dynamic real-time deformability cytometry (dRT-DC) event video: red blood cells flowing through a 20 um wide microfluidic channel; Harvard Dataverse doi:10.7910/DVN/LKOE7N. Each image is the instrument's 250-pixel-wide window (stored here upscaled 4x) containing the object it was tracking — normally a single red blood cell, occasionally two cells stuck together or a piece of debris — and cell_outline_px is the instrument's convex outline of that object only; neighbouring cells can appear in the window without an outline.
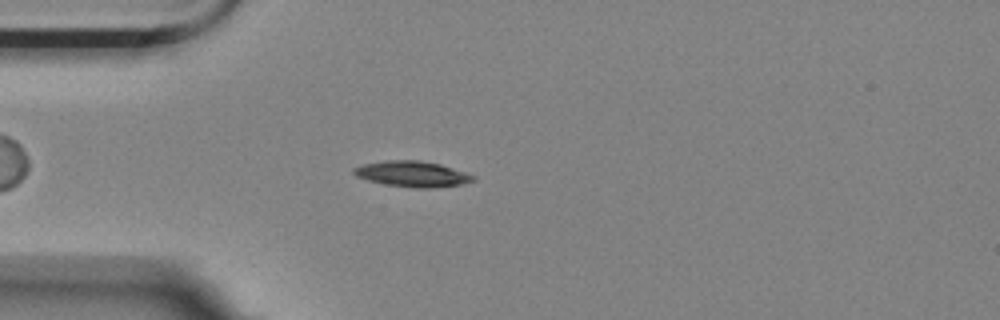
{"species": "Egyptian fruit bat (a non-hibernating species)", "species_latin": "Rousettus aegyptiacus", "temperature_condition": "room temperature", "stored_images_in_passage": 48, "camera_frame_rate_fps": 3000, "um_per_image_px": 0.085, "animal": {"sex": "female"}, "frame": {"image": 1, "passage_image": 11, "time_ms": 3.333, "image_size_px": [1000, 320], "cell_outline_px": [[476, 180], [460, 184], [428, 188], [416, 188], [384, 184], [368, 180], [356, 176], [352, 172], [352, 168], [364, 164], [384, 160], [420, 160], [440, 164], [476, 176]], "centroid_in_image_um": [35.02, 14.78], "position_along_channel_um": 50.0, "area_um2": 17.8}}
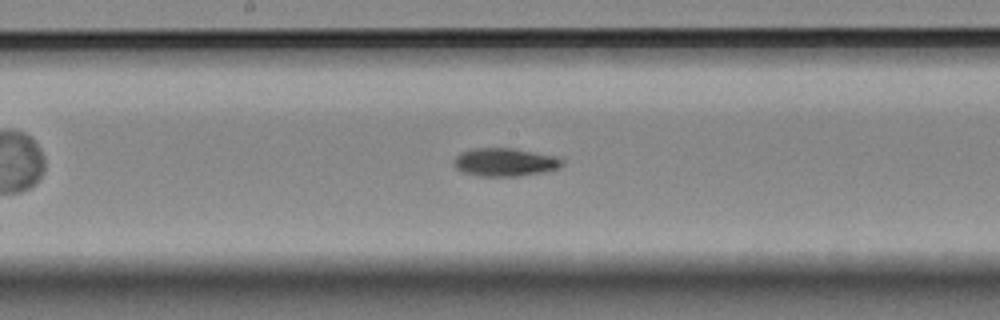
{"frame": {"image": 2, "passage_image": 25, "time_ms": 8.0, "image_size_px": [1000, 320], "cell_outline_px": [[564, 164], [560, 168], [544, 172], [516, 176], [480, 176], [460, 172], [452, 164], [452, 160], [460, 152], [472, 148], [512, 148], [552, 156], [564, 160]], "centroid_in_image_um": [42.85, 13.79], "position_along_channel_um": 205.3, "area_um2": 17.86}}
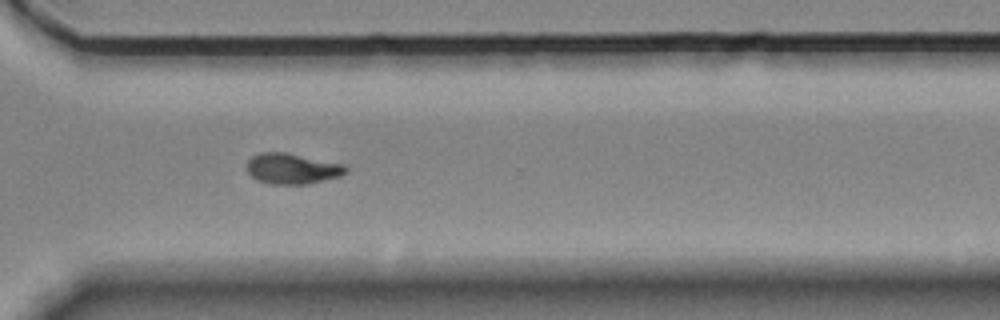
{"frame": {"image": 3, "passage_image": 37, "time_ms": 12.0, "image_size_px": [1000, 320], "cell_outline_px": [[348, 172], [340, 176], [308, 184], [272, 184], [260, 180], [252, 176], [248, 172], [248, 160], [252, 156], [260, 152], [284, 152], [348, 164]], "centroid_in_image_um": [24.91, 14.32], "position_along_channel_um": 345.7, "area_um2": 17.74}, "authors_computed_cell_mechanics": {"area_um2": 17.4845, "velocity_mm_per_s": 3.5223, "shape_relaxation_time_tau1_ms": 4.8796, "shape_relaxation_time_tau2_ms": null, "deformation_change_tau1": 0.1711, "deformation_change_tau2": null}}